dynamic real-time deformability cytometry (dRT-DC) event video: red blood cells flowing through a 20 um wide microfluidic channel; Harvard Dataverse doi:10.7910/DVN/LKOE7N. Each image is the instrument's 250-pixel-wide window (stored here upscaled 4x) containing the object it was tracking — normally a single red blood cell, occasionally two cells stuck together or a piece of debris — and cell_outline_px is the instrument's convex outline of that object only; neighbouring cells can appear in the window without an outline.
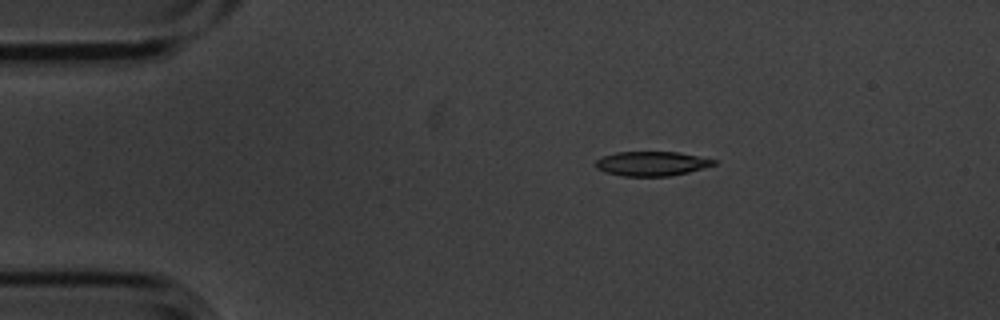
{"species": "common noctule bat (a hibernating species)", "species_latin": "Nyctalus noctula", "temperature_condition": "cold", "stored_images_in_passage": 5, "camera_frame_rate_fps": 3000, "um_per_image_px": 0.085, "animal": {"sex": "male", "body_mass_g": 20.1, "forearm_length_mm": 53.5}, "frame": {"image": 1, "passage_image": 2, "time_ms": 0.333, "image_size_px": [1000, 320], "cell_outline_px": [[716, 164], [688, 172], [668, 176], [620, 176], [604, 172], [596, 168], [596, 160], [604, 156], [616, 152], [676, 152], [716, 160]], "centroid_in_image_um": [55.35, 13.91], "position_along_channel_um": 29.7, "area_um2": 16.65}}
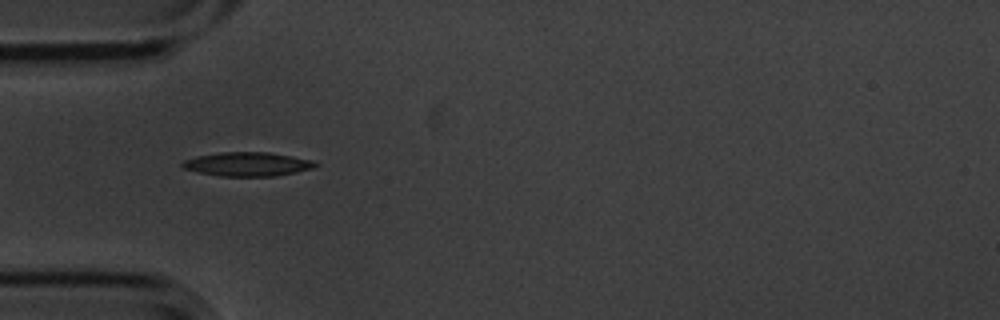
{"frame": {"image": 2, "passage_image": 4, "time_ms": 1.0, "image_size_px": [1000, 320], "cell_outline_px": [[320, 164], [312, 168], [296, 172], [276, 176], [220, 176], [200, 172], [184, 168], [180, 164], [184, 160], [196, 156], [220, 152], [268, 152], [312, 160]], "centroid_in_image_um": [21.04, 13.95], "position_along_channel_um": 64.0, "area_um2": 18.44}}
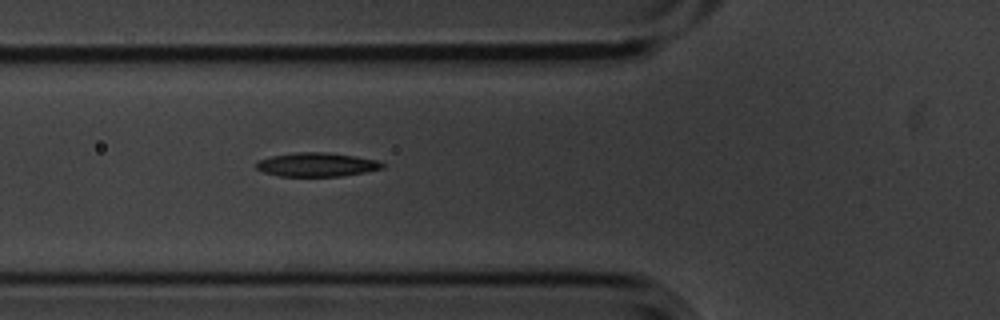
{"frame": {"image": 3, "passage_image": 5, "time_ms": 1.333, "image_size_px": [1000, 320], "cell_outline_px": [[384, 168], [364, 172], [340, 176], [280, 176], [264, 172], [256, 168], [256, 164], [260, 160], [272, 156], [296, 152], [324, 152], [352, 156], [376, 160], [384, 164]], "centroid_in_image_um": [26.91, 13.99], "position_along_channel_um": 98.9, "area_um2": 17.22}}